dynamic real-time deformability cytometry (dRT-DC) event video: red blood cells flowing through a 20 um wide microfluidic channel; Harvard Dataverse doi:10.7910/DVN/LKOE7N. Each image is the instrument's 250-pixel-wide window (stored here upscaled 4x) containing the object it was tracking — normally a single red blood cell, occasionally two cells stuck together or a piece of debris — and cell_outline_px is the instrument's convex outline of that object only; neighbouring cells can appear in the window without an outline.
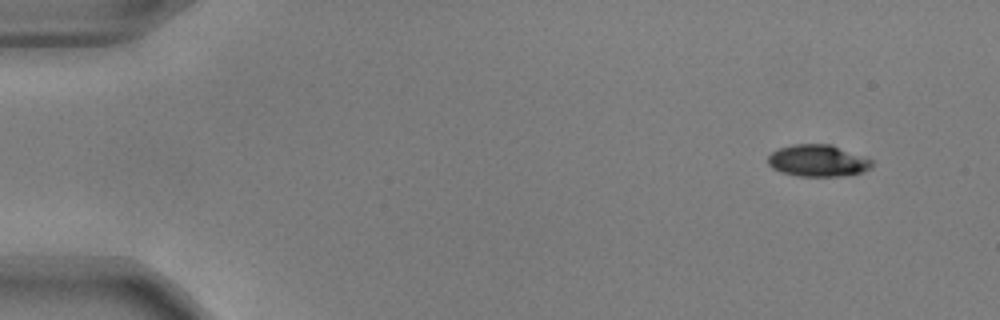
{"species": "common noctule bat (a hibernating species)", "species_latin": "Nyctalus noctula", "temperature_condition": "warm", "stored_images_in_passage": 37, "camera_frame_rate_fps": 3000, "um_per_image_px": 0.085, "animal": {"sex": "male", "body_mass_g": 17.9, "forearm_length_mm": 54.2}, "frame": {"image": 1, "passage_image": 1, "time_ms": 0.0, "image_size_px": [1000, 320], "cell_outline_px": [[872, 168], [860, 172], [840, 176], [796, 176], [780, 172], [772, 168], [768, 164], [768, 156], [772, 152], [780, 148], [796, 144], [832, 144], [872, 160]], "centroid_in_image_um": [69.49, 13.66], "position_along_channel_um": 15.5, "area_um2": 19.19}}
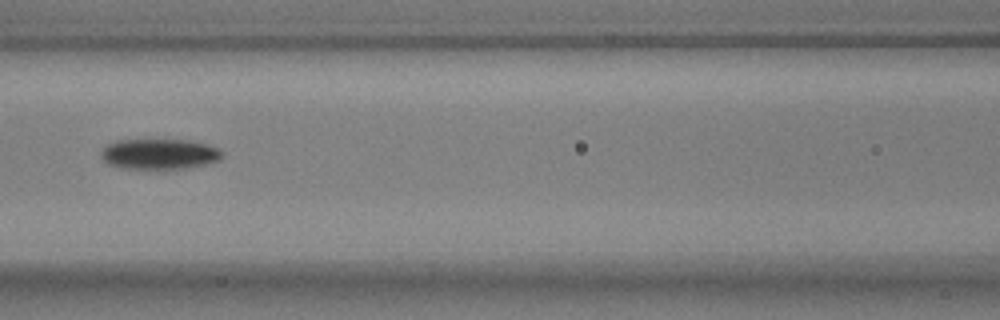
{"frame": {"image": 2, "passage_image": 21, "time_ms": 6.667, "image_size_px": [1000, 320], "cell_outline_px": [[224, 156], [220, 160], [188, 168], [164, 172], [120, 168], [108, 164], [100, 156], [100, 152], [104, 144], [116, 140], [192, 140], [208, 144], [220, 148], [224, 152]], "centroid_in_image_um": [13.54, 13.13], "position_along_channel_um": 153.1, "area_um2": 22.77}}
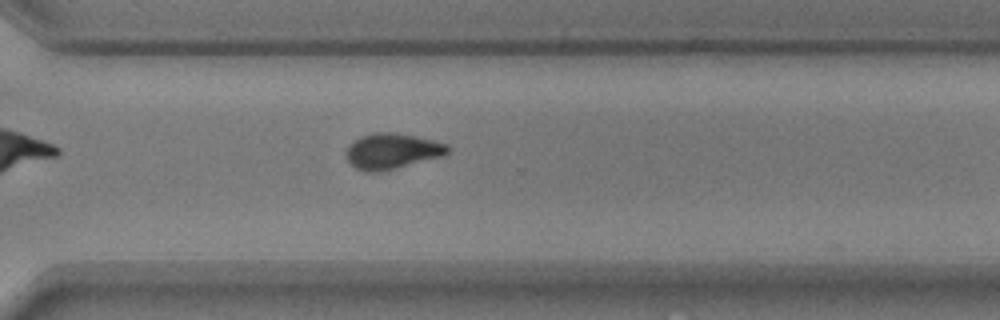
{"frame": {"image": 3, "passage_image": 37, "time_ms": 12.0, "image_size_px": [1000, 320], "cell_outline_px": [[452, 148], [444, 156], [380, 172], [368, 172], [356, 168], [348, 160], [344, 152], [348, 144], [360, 136], [372, 132], [396, 132], [432, 140], [448, 144]], "centroid_in_image_um": [33.32, 12.83], "position_along_channel_um": 337.3, "area_um2": 21.33}}